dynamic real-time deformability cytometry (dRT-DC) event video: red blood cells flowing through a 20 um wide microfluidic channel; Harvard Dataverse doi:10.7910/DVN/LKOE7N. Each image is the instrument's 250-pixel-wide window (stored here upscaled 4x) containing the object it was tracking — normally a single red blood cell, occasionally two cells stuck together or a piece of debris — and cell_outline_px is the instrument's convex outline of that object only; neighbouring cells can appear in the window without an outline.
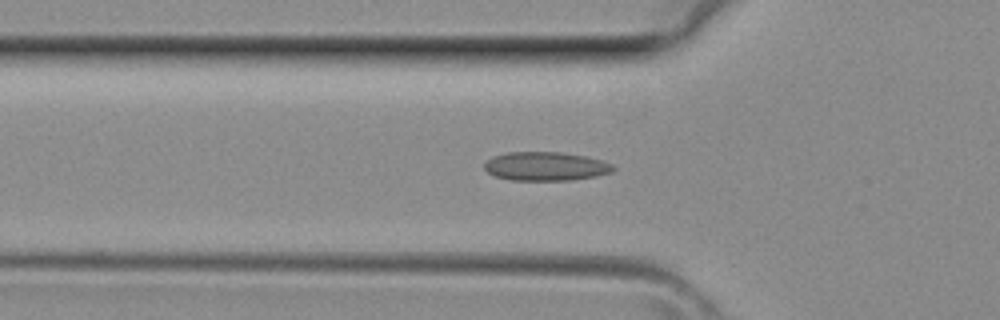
{"species": "common noctule bat (a hibernating species)", "species_latin": "Nyctalus noctula", "temperature_condition": "room temperature", "stored_images_in_passage": 39, "camera_frame_rate_fps": 3000, "um_per_image_px": 0.085, "animal": {"sex": "female", "body_mass_g": 29.2, "forearm_length_mm": 56.3}, "frame": {"image": 1, "passage_image": 13, "time_ms": 4.0, "image_size_px": [1000, 320], "cell_outline_px": [[616, 168], [612, 172], [596, 176], [568, 180], [512, 180], [496, 176], [488, 172], [484, 168], [484, 164], [492, 156], [508, 152], [560, 152], [584, 156], [600, 160], [612, 164]], "centroid_in_image_um": [46.38, 14.13], "position_along_channel_um": 79.4, "area_um2": 21.44}}
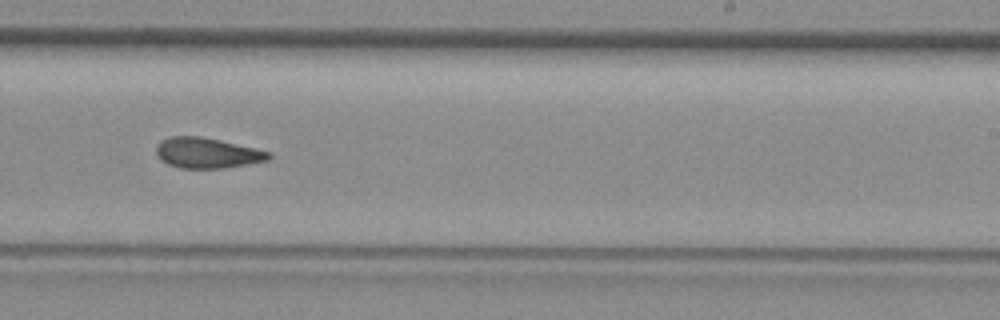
{"frame": {"image": 2, "passage_image": 24, "time_ms": 7.667, "image_size_px": [1000, 320], "cell_outline_px": [[272, 156], [268, 160], [220, 168], [180, 168], [168, 164], [160, 160], [156, 152], [156, 144], [160, 140], [168, 136], [200, 136], [220, 140], [256, 148], [272, 152]], "centroid_in_image_um": [17.57, 12.98], "position_along_channel_um": 271.4, "area_um2": 20.0}}
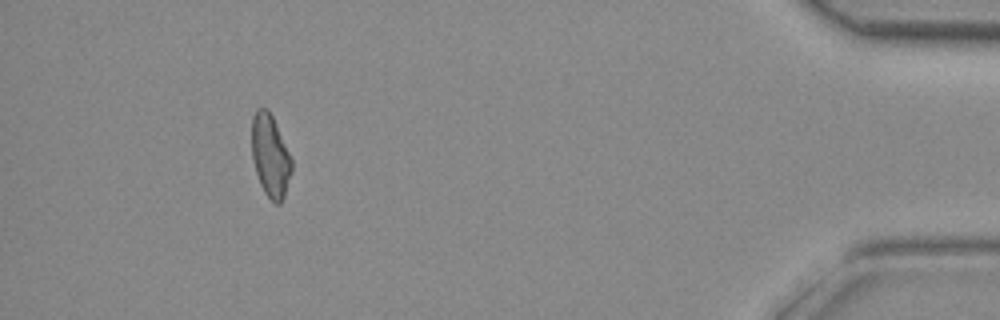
{"frame": {"image": 3, "passage_image": 36, "time_ms": 11.667, "image_size_px": [1000, 320], "cell_outline_px": [[292, 172], [284, 196], [280, 204], [276, 204], [264, 192], [260, 184], [252, 160], [252, 116], [256, 108], [268, 108], [272, 116], [292, 160]], "centroid_in_image_um": [22.96, 13.24], "position_along_channel_um": 412.2, "area_um2": 19.07}}